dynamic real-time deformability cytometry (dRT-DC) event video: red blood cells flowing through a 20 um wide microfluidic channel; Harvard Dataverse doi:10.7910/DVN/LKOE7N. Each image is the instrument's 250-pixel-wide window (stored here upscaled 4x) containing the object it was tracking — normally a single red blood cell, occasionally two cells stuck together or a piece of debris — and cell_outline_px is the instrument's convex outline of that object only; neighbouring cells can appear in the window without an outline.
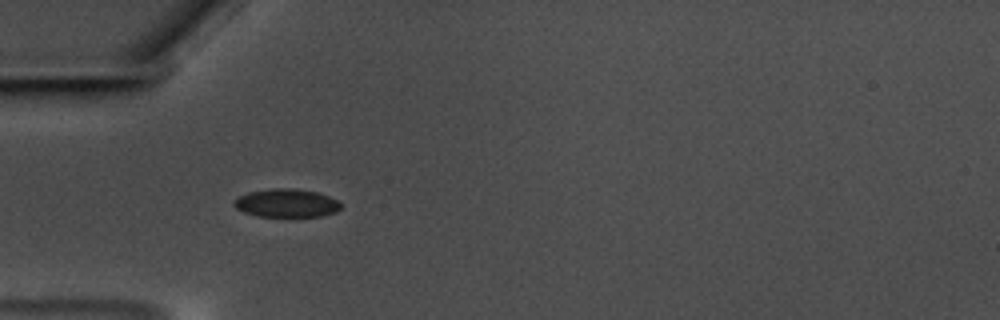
{"species": "common noctule bat (a hibernating species)", "species_latin": "Nyctalus noctula", "temperature_condition": "warm", "stored_images_in_passage": 41, "camera_frame_rate_fps": 3000, "um_per_image_px": 0.085, "animal": {"sex": "male", "body_mass_g": 17.5, "forearm_length_mm": 52.3}, "frame": {"image": 1, "passage_image": 1, "time_ms": 0.0, "image_size_px": [1000, 320], "cell_outline_px": [[340, 208], [336, 212], [320, 216], [260, 216], [244, 212], [236, 208], [232, 204], [232, 200], [248, 192], [272, 188], [292, 188], [316, 192], [328, 196], [336, 200], [340, 204]], "centroid_in_image_um": [24.31, 17.25], "position_along_channel_um": 60.7, "area_um2": 17.46}}
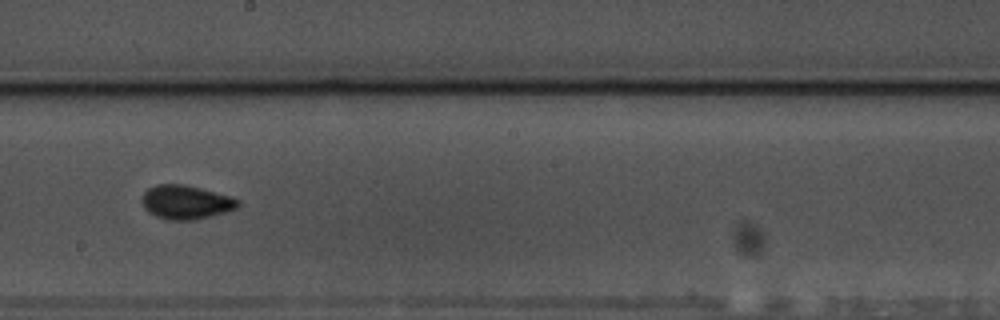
{"frame": {"image": 2, "passage_image": 16, "time_ms": 5.0, "image_size_px": [1000, 320], "cell_outline_px": [[240, 204], [236, 208], [224, 212], [196, 220], [168, 220], [156, 216], [148, 212], [144, 208], [140, 200], [144, 192], [148, 188], [156, 184], [184, 184], [232, 196], [240, 200]], "centroid_in_image_um": [15.78, 17.18], "position_along_channel_um": 232.4, "area_um2": 19.13}}
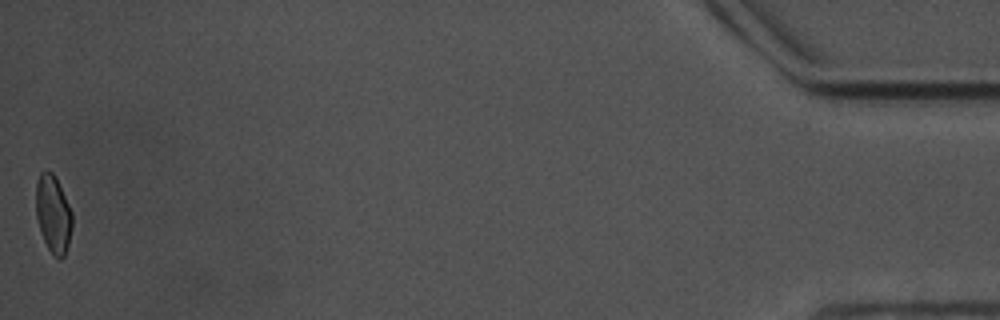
{"frame": {"image": 3, "passage_image": 41, "time_ms": 13.333, "image_size_px": [1000, 320], "cell_outline_px": [[72, 228], [68, 244], [64, 256], [60, 260], [56, 260], [52, 256], [44, 240], [36, 216], [36, 180], [40, 172], [44, 168], [52, 172], [56, 176], [72, 212]], "centroid_in_image_um": [4.52, 18.17], "position_along_channel_um": 430.7, "area_um2": 16.7}, "authors_computed_cell_mechanics": {"area_um2": 17.4556, "velocity_mm_per_s": 3.5106, "shape_relaxation_time_tau1_ms": 3.9488, "shape_relaxation_time_tau2_ms": 2.088, "deformation_change_tau1": 0.096, "deformation_change_tau2": 0.0414}}